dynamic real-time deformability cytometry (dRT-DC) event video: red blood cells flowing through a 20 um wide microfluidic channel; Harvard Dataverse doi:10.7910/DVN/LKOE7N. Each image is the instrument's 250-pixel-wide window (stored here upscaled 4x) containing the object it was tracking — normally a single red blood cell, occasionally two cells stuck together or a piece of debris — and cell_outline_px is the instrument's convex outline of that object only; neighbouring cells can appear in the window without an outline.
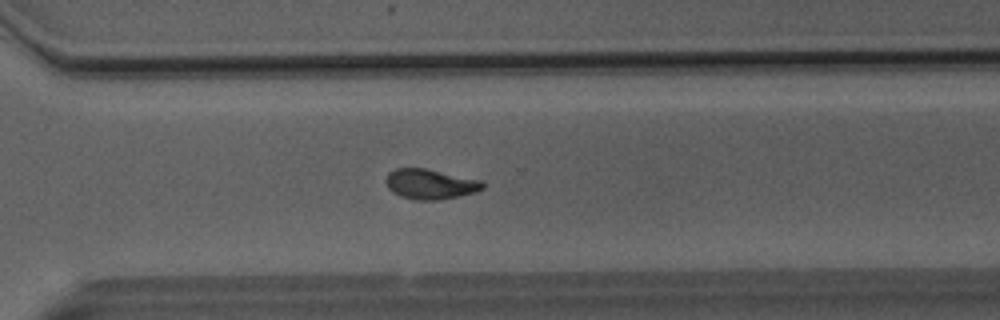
{"species": "Egyptian fruit bat (a non-hibernating species)", "species_latin": "Rousettus aegyptiacus", "temperature_condition": "room temperature", "stored_images_in_passage": 35, "camera_frame_rate_fps": 3000, "um_per_image_px": 0.085, "animal": {"sex": "male"}, "frame": {"image": 1, "passage_image": 22, "time_ms": 7.0, "image_size_px": [1000, 320], "cell_outline_px": [[484, 188], [460, 196], [436, 200], [416, 200], [400, 196], [392, 192], [388, 188], [384, 180], [388, 172], [396, 168], [424, 168], [484, 180]], "centroid_in_image_um": [36.55, 15.64], "position_along_channel_um": 334.1, "area_um2": 17.11}}
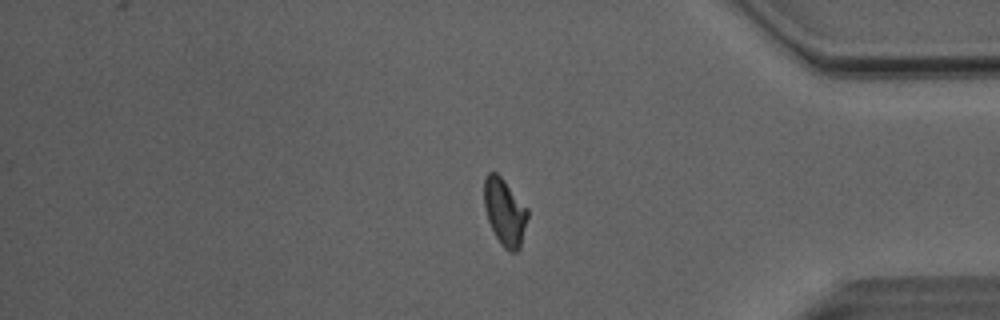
{"frame": {"image": 2, "passage_image": 28, "time_ms": 9.0, "image_size_px": [1000, 320], "cell_outline_px": [[528, 216], [520, 248], [516, 252], [508, 252], [500, 244], [488, 220], [484, 208], [484, 176], [488, 172], [496, 172], [504, 180], [528, 208]], "centroid_in_image_um": [42.9, 18.02], "position_along_channel_um": 392.3, "area_um2": 17.05}}